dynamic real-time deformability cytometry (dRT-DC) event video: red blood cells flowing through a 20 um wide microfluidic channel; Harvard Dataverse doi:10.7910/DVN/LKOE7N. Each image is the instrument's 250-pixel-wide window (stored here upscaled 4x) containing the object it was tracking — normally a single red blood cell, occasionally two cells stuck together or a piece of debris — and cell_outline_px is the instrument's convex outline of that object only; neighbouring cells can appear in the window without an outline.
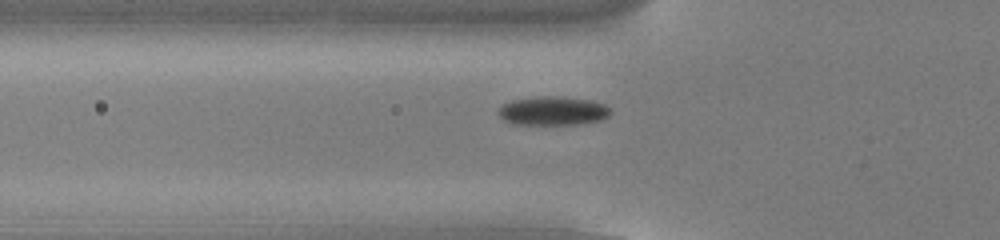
{"species": "common noctule bat (a hibernating species)", "species_latin": "Nyctalus noctula", "temperature_condition": "cold", "stored_images_in_passage": 48, "camera_frame_rate_fps": 3000, "um_per_image_px": 0.085, "animal": {"sex": "male", "body_mass_g": 13.0, "forearm_length_mm": 53.1}, "frame": {"image": 1, "passage_image": 13, "time_ms": 4.0, "image_size_px": [1000, 240], "cell_outline_px": [[612, 112], [608, 116], [600, 120], [576, 124], [512, 124], [504, 120], [496, 112], [504, 104], [512, 100], [540, 96], [564, 96], [592, 100], [604, 104]], "centroid_in_image_um": [46.99, 9.41], "position_along_channel_um": 78.8, "area_um2": 18.84}}
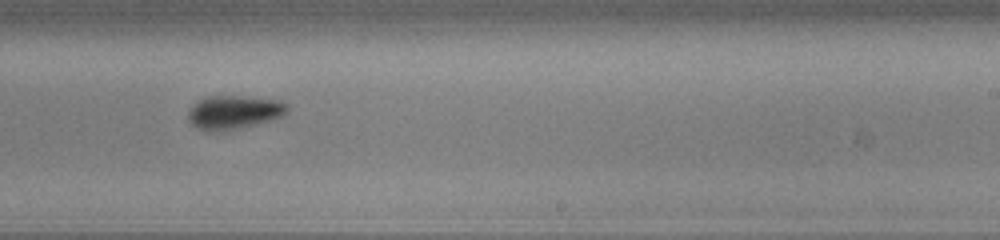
{"frame": {"image": 2, "passage_image": 28, "time_ms": 9.0, "image_size_px": [1000, 240], "cell_outline_px": [[288, 112], [284, 116], [272, 120], [256, 124], [236, 128], [196, 128], [188, 120], [188, 112], [192, 104], [196, 100], [204, 96], [248, 96], [280, 100], [288, 104]], "centroid_in_image_um": [19.93, 9.47], "position_along_channel_um": 269.1, "area_um2": 19.19}}
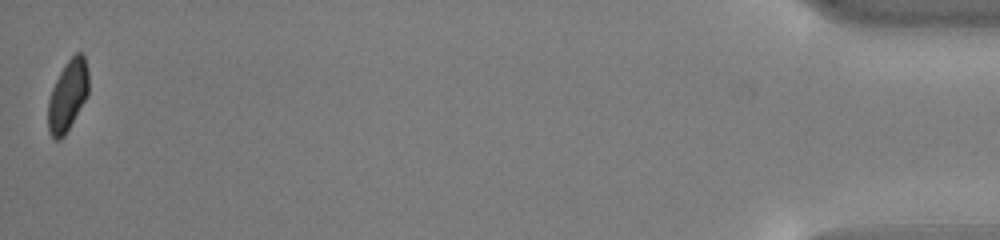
{"frame": {"image": 3, "passage_image": 48, "time_ms": 15.667, "image_size_px": [1000, 240], "cell_outline_px": [[88, 96], [64, 136], [60, 140], [56, 140], [48, 132], [48, 100], [52, 88], [64, 64], [76, 52], [80, 52], [84, 56], [88, 68]], "centroid_in_image_um": [5.76, 8.12], "position_along_channel_um": 429.4, "area_um2": 16.82}, "authors_computed_cell_mechanics": {"area_um2": 18.496, "velocity_mm_per_s": 3.8141, "shape_relaxation_time_tau1_ms": 3.2282, "shape_relaxation_time_tau2_ms": 7.7405, "deformation_change_tau1": 0.0917, "deformation_change_tau2": 0.1014}}